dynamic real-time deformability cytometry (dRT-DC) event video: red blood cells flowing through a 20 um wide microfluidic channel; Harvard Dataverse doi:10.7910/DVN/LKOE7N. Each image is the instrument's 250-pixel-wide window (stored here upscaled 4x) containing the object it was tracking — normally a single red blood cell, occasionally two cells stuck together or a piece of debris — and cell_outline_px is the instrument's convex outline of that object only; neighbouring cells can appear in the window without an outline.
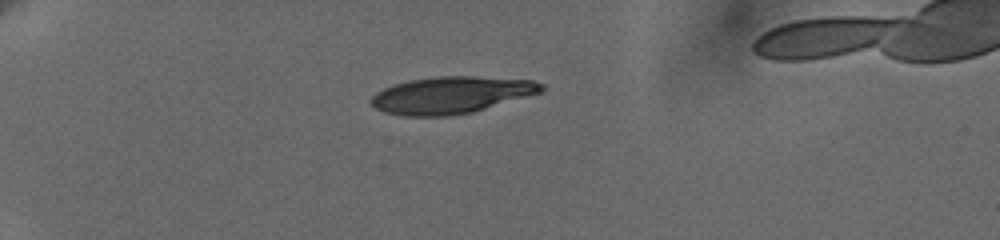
{"species": "human", "species_latin": "Homo sapiens", "temperature_condition": "cold", "stored_images_in_passage": 7, "camera_frame_rate_fps": 3000, "um_per_image_px": 0.085, "donor": {"sex": "female"}, "frame": {"image": 1, "passage_image": 1, "time_ms": 0.0, "image_size_px": [1000, 240], "cell_outline_px": [[544, 88], [540, 92], [472, 112], [448, 116], [404, 116], [384, 112], [368, 104], [368, 100], [376, 92], [392, 84], [408, 80], [436, 76], [472, 76], [532, 80], [544, 84]], "centroid_in_image_um": [38.27, 8.07], "position_along_channel_um": 46.7, "area_um2": 36.65}}
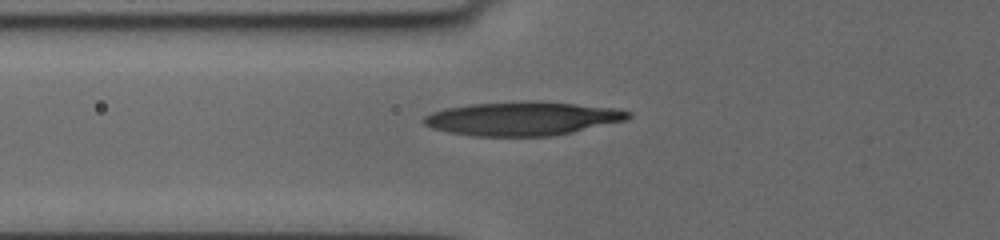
{"frame": {"image": 2, "passage_image": 6, "time_ms": 2.333, "image_size_px": [1000, 240], "cell_outline_px": [[632, 116], [628, 120], [572, 132], [552, 136], [476, 136], [448, 132], [432, 128], [424, 124], [420, 120], [424, 116], [432, 112], [444, 108], [472, 104], [524, 100], [540, 100], [616, 108], [632, 112]], "centroid_in_image_um": [44.43, 10.06], "position_along_channel_um": 81.4, "area_um2": 40.69}}